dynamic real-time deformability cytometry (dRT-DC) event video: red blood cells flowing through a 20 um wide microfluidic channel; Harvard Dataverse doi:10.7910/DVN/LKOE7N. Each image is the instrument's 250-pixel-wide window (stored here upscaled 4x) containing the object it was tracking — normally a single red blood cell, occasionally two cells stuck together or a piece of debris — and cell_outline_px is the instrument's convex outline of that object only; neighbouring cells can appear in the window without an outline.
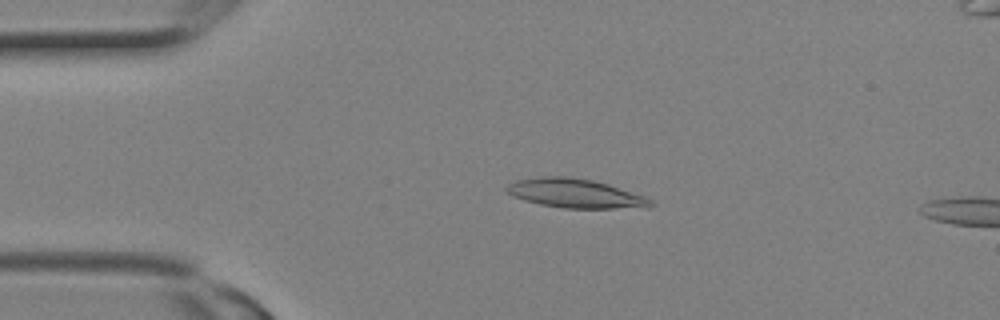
{"species": "Egyptian fruit bat (a non-hibernating species)", "species_latin": "Rousettus aegyptiacus", "temperature_condition": "room temperature", "stored_images_in_passage": 8, "camera_frame_rate_fps": 3000, "um_per_image_px": 0.085, "animal": {"sex": "female"}, "frame": {"image": 1, "passage_image": 6, "time_ms": 1.667, "image_size_px": [1000, 320], "cell_outline_px": [[656, 204], [648, 208], [564, 208], [540, 204], [524, 200], [512, 196], [504, 192], [504, 188], [508, 184], [516, 180], [544, 176], [564, 176], [592, 180], [608, 184], [644, 196], [652, 200]], "centroid_in_image_um": [48.89, 16.44], "position_along_channel_um": 36.1, "area_um2": 24.51}}